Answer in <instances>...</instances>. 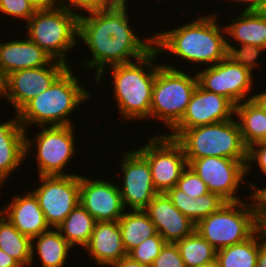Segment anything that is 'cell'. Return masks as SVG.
<instances>
[{
	"label": "cell",
	"instance_id": "1",
	"mask_svg": "<svg viewBox=\"0 0 266 267\" xmlns=\"http://www.w3.org/2000/svg\"><path fill=\"white\" fill-rule=\"evenodd\" d=\"M128 7L127 0H117L110 5L85 9L88 17L79 15L78 39L83 40L92 54L84 65L96 69L94 80L98 85L106 67L133 62L154 48V36L143 41L131 29Z\"/></svg>",
	"mask_w": 266,
	"mask_h": 267
},
{
	"label": "cell",
	"instance_id": "2",
	"mask_svg": "<svg viewBox=\"0 0 266 267\" xmlns=\"http://www.w3.org/2000/svg\"><path fill=\"white\" fill-rule=\"evenodd\" d=\"M217 19L215 14H208L175 29L156 32L154 48L159 56L169 51L190 64L213 66L226 58L225 29Z\"/></svg>",
	"mask_w": 266,
	"mask_h": 267
},
{
	"label": "cell",
	"instance_id": "3",
	"mask_svg": "<svg viewBox=\"0 0 266 267\" xmlns=\"http://www.w3.org/2000/svg\"><path fill=\"white\" fill-rule=\"evenodd\" d=\"M70 67L46 91L32 98L17 112L25 131L33 124L40 127L73 125L69 115L91 95Z\"/></svg>",
	"mask_w": 266,
	"mask_h": 267
},
{
	"label": "cell",
	"instance_id": "4",
	"mask_svg": "<svg viewBox=\"0 0 266 267\" xmlns=\"http://www.w3.org/2000/svg\"><path fill=\"white\" fill-rule=\"evenodd\" d=\"M158 55L153 48L135 62L108 67L112 70L113 96L124 120L149 119L153 84L157 70L162 66L161 63L153 64Z\"/></svg>",
	"mask_w": 266,
	"mask_h": 267
},
{
	"label": "cell",
	"instance_id": "5",
	"mask_svg": "<svg viewBox=\"0 0 266 267\" xmlns=\"http://www.w3.org/2000/svg\"><path fill=\"white\" fill-rule=\"evenodd\" d=\"M227 121L184 130L175 140L182 146L187 163L194 159L214 156L247 162L239 123Z\"/></svg>",
	"mask_w": 266,
	"mask_h": 267
},
{
	"label": "cell",
	"instance_id": "6",
	"mask_svg": "<svg viewBox=\"0 0 266 267\" xmlns=\"http://www.w3.org/2000/svg\"><path fill=\"white\" fill-rule=\"evenodd\" d=\"M68 6L37 10L27 21V37L52 59L71 65L66 52L75 48L78 40L79 12Z\"/></svg>",
	"mask_w": 266,
	"mask_h": 267
},
{
	"label": "cell",
	"instance_id": "7",
	"mask_svg": "<svg viewBox=\"0 0 266 267\" xmlns=\"http://www.w3.org/2000/svg\"><path fill=\"white\" fill-rule=\"evenodd\" d=\"M198 79L173 65L162 64L153 84L150 119L165 123L170 131L184 116Z\"/></svg>",
	"mask_w": 266,
	"mask_h": 267
},
{
	"label": "cell",
	"instance_id": "8",
	"mask_svg": "<svg viewBox=\"0 0 266 267\" xmlns=\"http://www.w3.org/2000/svg\"><path fill=\"white\" fill-rule=\"evenodd\" d=\"M248 203L226 202L200 220L195 230L216 250L246 241L260 228Z\"/></svg>",
	"mask_w": 266,
	"mask_h": 267
},
{
	"label": "cell",
	"instance_id": "9",
	"mask_svg": "<svg viewBox=\"0 0 266 267\" xmlns=\"http://www.w3.org/2000/svg\"><path fill=\"white\" fill-rule=\"evenodd\" d=\"M136 149L149 163L153 185L158 193H166L176 186L188 163L182 146L165 135L151 137Z\"/></svg>",
	"mask_w": 266,
	"mask_h": 267
},
{
	"label": "cell",
	"instance_id": "10",
	"mask_svg": "<svg viewBox=\"0 0 266 267\" xmlns=\"http://www.w3.org/2000/svg\"><path fill=\"white\" fill-rule=\"evenodd\" d=\"M32 190L50 228H57L80 203V175L39 176Z\"/></svg>",
	"mask_w": 266,
	"mask_h": 267
},
{
	"label": "cell",
	"instance_id": "11",
	"mask_svg": "<svg viewBox=\"0 0 266 267\" xmlns=\"http://www.w3.org/2000/svg\"><path fill=\"white\" fill-rule=\"evenodd\" d=\"M35 136L38 176L71 175L64 169L76 155L74 127L41 126Z\"/></svg>",
	"mask_w": 266,
	"mask_h": 267
},
{
	"label": "cell",
	"instance_id": "12",
	"mask_svg": "<svg viewBox=\"0 0 266 267\" xmlns=\"http://www.w3.org/2000/svg\"><path fill=\"white\" fill-rule=\"evenodd\" d=\"M253 74L254 72L240 64L231 63L226 58L196 73L201 88L226 97L235 106L240 102L252 100L250 91L255 84Z\"/></svg>",
	"mask_w": 266,
	"mask_h": 267
},
{
	"label": "cell",
	"instance_id": "13",
	"mask_svg": "<svg viewBox=\"0 0 266 267\" xmlns=\"http://www.w3.org/2000/svg\"><path fill=\"white\" fill-rule=\"evenodd\" d=\"M188 166L205 182L209 192L226 202H240L238 187L246 174V162L223 157H204L192 160Z\"/></svg>",
	"mask_w": 266,
	"mask_h": 267
},
{
	"label": "cell",
	"instance_id": "14",
	"mask_svg": "<svg viewBox=\"0 0 266 267\" xmlns=\"http://www.w3.org/2000/svg\"><path fill=\"white\" fill-rule=\"evenodd\" d=\"M68 67V64L53 59L44 67L12 72L6 76L1 98L7 99L17 113L28 101L46 91Z\"/></svg>",
	"mask_w": 266,
	"mask_h": 267
},
{
	"label": "cell",
	"instance_id": "15",
	"mask_svg": "<svg viewBox=\"0 0 266 267\" xmlns=\"http://www.w3.org/2000/svg\"><path fill=\"white\" fill-rule=\"evenodd\" d=\"M121 171L123 183L119 190L125 210H144L158 194L148 161L136 149L129 150L121 159Z\"/></svg>",
	"mask_w": 266,
	"mask_h": 267
},
{
	"label": "cell",
	"instance_id": "16",
	"mask_svg": "<svg viewBox=\"0 0 266 267\" xmlns=\"http://www.w3.org/2000/svg\"><path fill=\"white\" fill-rule=\"evenodd\" d=\"M233 114L235 105L229 99L197 85L184 116L167 136L176 139L186 129L227 121Z\"/></svg>",
	"mask_w": 266,
	"mask_h": 267
},
{
	"label": "cell",
	"instance_id": "17",
	"mask_svg": "<svg viewBox=\"0 0 266 267\" xmlns=\"http://www.w3.org/2000/svg\"><path fill=\"white\" fill-rule=\"evenodd\" d=\"M80 204L97 222L118 221L125 212L117 184L81 175Z\"/></svg>",
	"mask_w": 266,
	"mask_h": 267
},
{
	"label": "cell",
	"instance_id": "18",
	"mask_svg": "<svg viewBox=\"0 0 266 267\" xmlns=\"http://www.w3.org/2000/svg\"><path fill=\"white\" fill-rule=\"evenodd\" d=\"M144 211L166 242L175 243L195 231L196 224L173 205L166 193H158Z\"/></svg>",
	"mask_w": 266,
	"mask_h": 267
},
{
	"label": "cell",
	"instance_id": "19",
	"mask_svg": "<svg viewBox=\"0 0 266 267\" xmlns=\"http://www.w3.org/2000/svg\"><path fill=\"white\" fill-rule=\"evenodd\" d=\"M27 132L19 122L17 113L14 119L0 123V187L24 163L32 150L30 147L34 142L28 140Z\"/></svg>",
	"mask_w": 266,
	"mask_h": 267
},
{
	"label": "cell",
	"instance_id": "20",
	"mask_svg": "<svg viewBox=\"0 0 266 267\" xmlns=\"http://www.w3.org/2000/svg\"><path fill=\"white\" fill-rule=\"evenodd\" d=\"M24 196L15 195L4 206L2 215L21 233L31 239L50 229L37 197L29 190Z\"/></svg>",
	"mask_w": 266,
	"mask_h": 267
},
{
	"label": "cell",
	"instance_id": "21",
	"mask_svg": "<svg viewBox=\"0 0 266 267\" xmlns=\"http://www.w3.org/2000/svg\"><path fill=\"white\" fill-rule=\"evenodd\" d=\"M97 266L110 267L127 256L118 221L96 222L92 236L84 247Z\"/></svg>",
	"mask_w": 266,
	"mask_h": 267
},
{
	"label": "cell",
	"instance_id": "22",
	"mask_svg": "<svg viewBox=\"0 0 266 267\" xmlns=\"http://www.w3.org/2000/svg\"><path fill=\"white\" fill-rule=\"evenodd\" d=\"M52 60L49 54L28 37L24 40L0 42V67L5 76L22 69L44 67Z\"/></svg>",
	"mask_w": 266,
	"mask_h": 267
},
{
	"label": "cell",
	"instance_id": "23",
	"mask_svg": "<svg viewBox=\"0 0 266 267\" xmlns=\"http://www.w3.org/2000/svg\"><path fill=\"white\" fill-rule=\"evenodd\" d=\"M224 27L226 36L239 45L250 44L266 49V14L256 10H242Z\"/></svg>",
	"mask_w": 266,
	"mask_h": 267
},
{
	"label": "cell",
	"instance_id": "24",
	"mask_svg": "<svg viewBox=\"0 0 266 267\" xmlns=\"http://www.w3.org/2000/svg\"><path fill=\"white\" fill-rule=\"evenodd\" d=\"M34 242V243H33ZM36 242V243H35ZM72 246L61 235L57 228H50L40 235L32 238V258L30 266L34 261L35 250L43 267H64L67 263L69 251Z\"/></svg>",
	"mask_w": 266,
	"mask_h": 267
},
{
	"label": "cell",
	"instance_id": "25",
	"mask_svg": "<svg viewBox=\"0 0 266 267\" xmlns=\"http://www.w3.org/2000/svg\"><path fill=\"white\" fill-rule=\"evenodd\" d=\"M173 205L192 222L197 224L211 213L218 211L226 201L219 195L208 192L197 198L185 194L176 186L166 192Z\"/></svg>",
	"mask_w": 266,
	"mask_h": 267
},
{
	"label": "cell",
	"instance_id": "26",
	"mask_svg": "<svg viewBox=\"0 0 266 267\" xmlns=\"http://www.w3.org/2000/svg\"><path fill=\"white\" fill-rule=\"evenodd\" d=\"M265 241L266 228L260 227L246 241L218 249L220 267H256L259 247Z\"/></svg>",
	"mask_w": 266,
	"mask_h": 267
},
{
	"label": "cell",
	"instance_id": "27",
	"mask_svg": "<svg viewBox=\"0 0 266 267\" xmlns=\"http://www.w3.org/2000/svg\"><path fill=\"white\" fill-rule=\"evenodd\" d=\"M242 140L247 148L256 143H264L266 132V113L252 100L240 102L235 106Z\"/></svg>",
	"mask_w": 266,
	"mask_h": 267
},
{
	"label": "cell",
	"instance_id": "28",
	"mask_svg": "<svg viewBox=\"0 0 266 267\" xmlns=\"http://www.w3.org/2000/svg\"><path fill=\"white\" fill-rule=\"evenodd\" d=\"M131 211L125 210L118 220L123 246L127 253L157 233L155 225L144 210Z\"/></svg>",
	"mask_w": 266,
	"mask_h": 267
},
{
	"label": "cell",
	"instance_id": "29",
	"mask_svg": "<svg viewBox=\"0 0 266 267\" xmlns=\"http://www.w3.org/2000/svg\"><path fill=\"white\" fill-rule=\"evenodd\" d=\"M96 222L79 203L57 229L72 247L78 245L84 248L92 236Z\"/></svg>",
	"mask_w": 266,
	"mask_h": 267
},
{
	"label": "cell",
	"instance_id": "30",
	"mask_svg": "<svg viewBox=\"0 0 266 267\" xmlns=\"http://www.w3.org/2000/svg\"><path fill=\"white\" fill-rule=\"evenodd\" d=\"M32 239L21 234L11 222L0 215V249L14 258L22 267L30 266Z\"/></svg>",
	"mask_w": 266,
	"mask_h": 267
},
{
	"label": "cell",
	"instance_id": "31",
	"mask_svg": "<svg viewBox=\"0 0 266 267\" xmlns=\"http://www.w3.org/2000/svg\"><path fill=\"white\" fill-rule=\"evenodd\" d=\"M175 243L186 267H199L217 257V250L196 230Z\"/></svg>",
	"mask_w": 266,
	"mask_h": 267
},
{
	"label": "cell",
	"instance_id": "32",
	"mask_svg": "<svg viewBox=\"0 0 266 267\" xmlns=\"http://www.w3.org/2000/svg\"><path fill=\"white\" fill-rule=\"evenodd\" d=\"M226 39V59H228L231 63H237L242 65L244 68L252 70L258 66V58L261 55L262 51L264 52L266 49L260 46H254L250 44H241L239 48H236L233 44L231 45Z\"/></svg>",
	"mask_w": 266,
	"mask_h": 267
},
{
	"label": "cell",
	"instance_id": "33",
	"mask_svg": "<svg viewBox=\"0 0 266 267\" xmlns=\"http://www.w3.org/2000/svg\"><path fill=\"white\" fill-rule=\"evenodd\" d=\"M165 244L166 241L162 236L156 233L130 250L127 255L134 261L150 267Z\"/></svg>",
	"mask_w": 266,
	"mask_h": 267
},
{
	"label": "cell",
	"instance_id": "34",
	"mask_svg": "<svg viewBox=\"0 0 266 267\" xmlns=\"http://www.w3.org/2000/svg\"><path fill=\"white\" fill-rule=\"evenodd\" d=\"M176 187L194 198L209 192L205 182L189 166L182 172Z\"/></svg>",
	"mask_w": 266,
	"mask_h": 267
},
{
	"label": "cell",
	"instance_id": "35",
	"mask_svg": "<svg viewBox=\"0 0 266 267\" xmlns=\"http://www.w3.org/2000/svg\"><path fill=\"white\" fill-rule=\"evenodd\" d=\"M255 183L249 182V189L252 193L248 195L251 203L250 208L253 211L254 217L260 227L266 228V186L263 188H257Z\"/></svg>",
	"mask_w": 266,
	"mask_h": 267
},
{
	"label": "cell",
	"instance_id": "36",
	"mask_svg": "<svg viewBox=\"0 0 266 267\" xmlns=\"http://www.w3.org/2000/svg\"><path fill=\"white\" fill-rule=\"evenodd\" d=\"M36 11L28 0H0V13L11 18H21L27 22Z\"/></svg>",
	"mask_w": 266,
	"mask_h": 267
},
{
	"label": "cell",
	"instance_id": "37",
	"mask_svg": "<svg viewBox=\"0 0 266 267\" xmlns=\"http://www.w3.org/2000/svg\"><path fill=\"white\" fill-rule=\"evenodd\" d=\"M150 267H186L176 243L166 242Z\"/></svg>",
	"mask_w": 266,
	"mask_h": 267
},
{
	"label": "cell",
	"instance_id": "38",
	"mask_svg": "<svg viewBox=\"0 0 266 267\" xmlns=\"http://www.w3.org/2000/svg\"><path fill=\"white\" fill-rule=\"evenodd\" d=\"M254 163H258L260 171L266 176V143H256L248 148L246 174L252 170L251 165Z\"/></svg>",
	"mask_w": 266,
	"mask_h": 267
},
{
	"label": "cell",
	"instance_id": "39",
	"mask_svg": "<svg viewBox=\"0 0 266 267\" xmlns=\"http://www.w3.org/2000/svg\"><path fill=\"white\" fill-rule=\"evenodd\" d=\"M116 1L117 0H57V6H71V8H76V11L84 12L85 9L110 5ZM67 2L69 3L68 5H66Z\"/></svg>",
	"mask_w": 266,
	"mask_h": 267
},
{
	"label": "cell",
	"instance_id": "40",
	"mask_svg": "<svg viewBox=\"0 0 266 267\" xmlns=\"http://www.w3.org/2000/svg\"><path fill=\"white\" fill-rule=\"evenodd\" d=\"M110 267H149L131 259L128 255L113 263Z\"/></svg>",
	"mask_w": 266,
	"mask_h": 267
},
{
	"label": "cell",
	"instance_id": "41",
	"mask_svg": "<svg viewBox=\"0 0 266 267\" xmlns=\"http://www.w3.org/2000/svg\"><path fill=\"white\" fill-rule=\"evenodd\" d=\"M0 267H22L14 258L0 249Z\"/></svg>",
	"mask_w": 266,
	"mask_h": 267
},
{
	"label": "cell",
	"instance_id": "42",
	"mask_svg": "<svg viewBox=\"0 0 266 267\" xmlns=\"http://www.w3.org/2000/svg\"><path fill=\"white\" fill-rule=\"evenodd\" d=\"M28 2L36 9H48L57 6V0H28Z\"/></svg>",
	"mask_w": 266,
	"mask_h": 267
},
{
	"label": "cell",
	"instance_id": "43",
	"mask_svg": "<svg viewBox=\"0 0 266 267\" xmlns=\"http://www.w3.org/2000/svg\"><path fill=\"white\" fill-rule=\"evenodd\" d=\"M252 101H254L265 113H266V90L253 95Z\"/></svg>",
	"mask_w": 266,
	"mask_h": 267
},
{
	"label": "cell",
	"instance_id": "44",
	"mask_svg": "<svg viewBox=\"0 0 266 267\" xmlns=\"http://www.w3.org/2000/svg\"><path fill=\"white\" fill-rule=\"evenodd\" d=\"M256 267H266V241L259 247Z\"/></svg>",
	"mask_w": 266,
	"mask_h": 267
},
{
	"label": "cell",
	"instance_id": "45",
	"mask_svg": "<svg viewBox=\"0 0 266 267\" xmlns=\"http://www.w3.org/2000/svg\"><path fill=\"white\" fill-rule=\"evenodd\" d=\"M231 1H234V2L237 1V3L239 2L240 5H241L240 2H242L243 5L246 4L245 9L243 10L247 11V10H256L259 0H231Z\"/></svg>",
	"mask_w": 266,
	"mask_h": 267
},
{
	"label": "cell",
	"instance_id": "46",
	"mask_svg": "<svg viewBox=\"0 0 266 267\" xmlns=\"http://www.w3.org/2000/svg\"><path fill=\"white\" fill-rule=\"evenodd\" d=\"M6 86V76L0 67V97L2 96Z\"/></svg>",
	"mask_w": 266,
	"mask_h": 267
},
{
	"label": "cell",
	"instance_id": "47",
	"mask_svg": "<svg viewBox=\"0 0 266 267\" xmlns=\"http://www.w3.org/2000/svg\"><path fill=\"white\" fill-rule=\"evenodd\" d=\"M256 11L266 14V0H259Z\"/></svg>",
	"mask_w": 266,
	"mask_h": 267
},
{
	"label": "cell",
	"instance_id": "48",
	"mask_svg": "<svg viewBox=\"0 0 266 267\" xmlns=\"http://www.w3.org/2000/svg\"><path fill=\"white\" fill-rule=\"evenodd\" d=\"M199 267H220L218 259H214L212 261L206 262L205 264H202Z\"/></svg>",
	"mask_w": 266,
	"mask_h": 267
},
{
	"label": "cell",
	"instance_id": "49",
	"mask_svg": "<svg viewBox=\"0 0 266 267\" xmlns=\"http://www.w3.org/2000/svg\"><path fill=\"white\" fill-rule=\"evenodd\" d=\"M264 143H266V132H264Z\"/></svg>",
	"mask_w": 266,
	"mask_h": 267
}]
</instances>
